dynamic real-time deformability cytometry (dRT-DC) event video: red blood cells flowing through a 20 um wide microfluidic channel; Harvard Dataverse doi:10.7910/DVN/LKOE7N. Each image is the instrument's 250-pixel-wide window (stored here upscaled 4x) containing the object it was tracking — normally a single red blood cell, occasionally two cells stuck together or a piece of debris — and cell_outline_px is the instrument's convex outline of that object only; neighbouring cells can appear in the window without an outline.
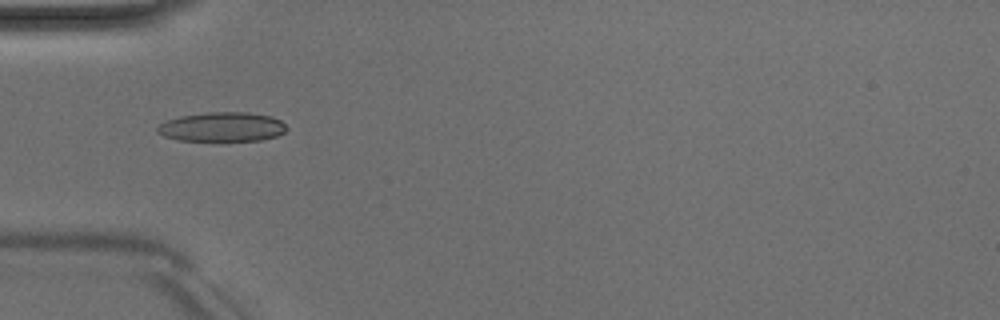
{"species": "Egyptian fruit bat (a non-hibernating species)", "species_latin": "Rousettus aegyptiacus", "temperature_condition": "room temperature", "stored_images_in_passage": 49, "camera_frame_rate_fps": 3000, "um_per_image_px": 0.085, "animal": {"sex": "male"}, "frame": {"image": 1, "passage_image": 15, "time_ms": 4.667, "image_size_px": [1000, 320], "cell_outline_px": [[288, 128], [284, 132], [276, 136], [260, 140], [176, 140], [164, 136], [156, 132], [156, 128], [160, 124], [168, 120], [180, 116], [208, 112], [248, 112], [272, 116], [280, 120]], "centroid_in_image_um": [18.88, 10.78], "position_along_channel_um": 66.1, "area_um2": 22.02}, "authors_computed_cell_mechanics": {"area_um2": 20.6346, "velocity_mm_per_s": 4.0591, "shape_relaxation_time_tau1_ms": 9.6375, "shape_relaxation_time_tau2_ms": 2.616, "deformation_change_tau1": 0.2133, "deformation_change_tau2": 0.089}}